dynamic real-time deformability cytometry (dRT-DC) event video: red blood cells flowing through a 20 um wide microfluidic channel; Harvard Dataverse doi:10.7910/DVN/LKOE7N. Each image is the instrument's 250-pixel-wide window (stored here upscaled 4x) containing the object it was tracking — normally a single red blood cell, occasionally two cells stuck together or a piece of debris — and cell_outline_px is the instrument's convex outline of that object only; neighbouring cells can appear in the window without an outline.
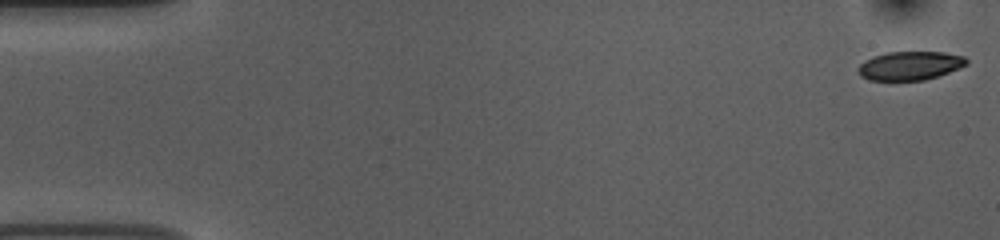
{"species": "common noctule bat (a hibernating species)", "species_latin": "Nyctalus noctula", "temperature_condition": "room temperature", "stored_images_in_passage": 54, "camera_frame_rate_fps": 3000, "um_per_image_px": 0.085, "animal": {"sex": "female", "body_mass_g": 10.0, "forearm_length_mm": 53.1}, "frame": {"image": 1, "passage_image": 1, "time_ms": 0.0, "image_size_px": [1000, 240], "cell_outline_px": [[968, 64], [960, 68], [924, 80], [868, 80], [860, 76], [856, 68], [864, 60], [888, 52], [944, 52], [964, 56], [968, 60]], "centroid_in_image_um": [77.34, 5.58], "position_along_channel_um": 7.7, "area_um2": 18.09}}
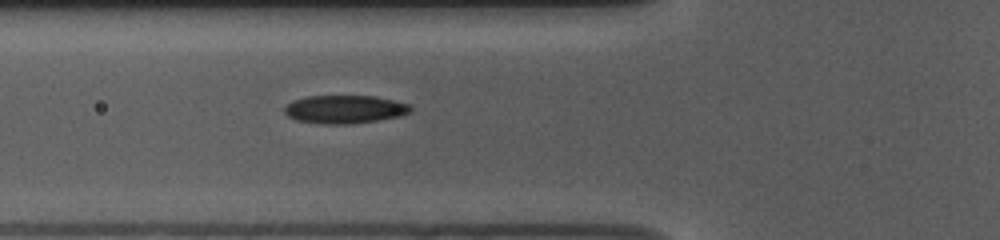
{"frame": {"image": 2, "passage_image": 19, "time_ms": 6.0, "image_size_px": [1000, 240], "cell_outline_px": [[412, 112], [400, 116], [352, 124], [324, 124], [296, 120], [288, 116], [284, 112], [284, 108], [288, 104], [296, 100], [308, 96], [376, 96], [408, 104], [412, 108]], "centroid_in_image_um": [29.32, 9.29], "position_along_channel_um": 96.5, "area_um2": 20.58}}
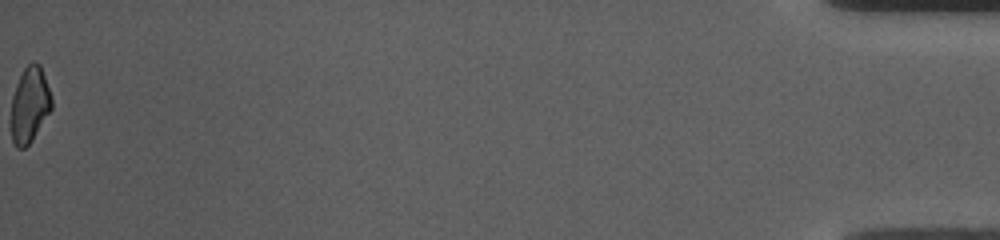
{"frame": {"image": 3, "passage_image": 54, "time_ms": 17.667, "image_size_px": [1000, 240], "cell_outline_px": [[52, 108], [32, 140], [24, 148], [16, 148], [12, 140], [12, 96], [16, 84], [24, 68], [32, 60], [40, 64], [52, 96]], "centroid_in_image_um": [2.54, 8.88], "position_along_channel_um": 432.7, "area_um2": 17.74}, "authors_computed_cell_mechanics": {"area_um2": 19.6809, "velocity_mm_per_s": 3.7395, "shape_relaxation_time_tau1_ms": 4.1722, "shape_relaxation_time_tau2_ms": 4.1732, "deformation_change_tau1": 0.153, "deformation_change_tau2": 0.1096}}